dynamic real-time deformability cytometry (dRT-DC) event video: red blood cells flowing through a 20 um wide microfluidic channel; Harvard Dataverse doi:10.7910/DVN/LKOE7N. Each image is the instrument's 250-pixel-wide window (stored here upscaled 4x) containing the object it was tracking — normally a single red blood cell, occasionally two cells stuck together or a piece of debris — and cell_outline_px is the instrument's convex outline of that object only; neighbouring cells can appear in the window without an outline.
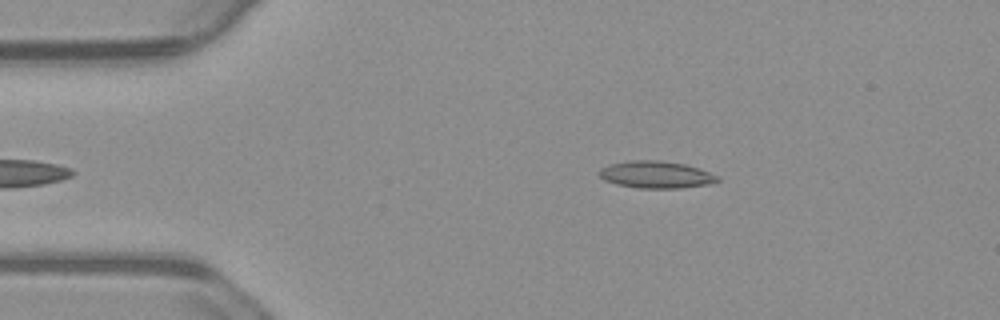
{"species": "common noctule bat (a hibernating species)", "species_latin": "Nyctalus noctula", "temperature_condition": "warm", "stored_images_in_passage": 40, "camera_frame_rate_fps": 3000, "um_per_image_px": 0.085, "animal": {"sex": "male", "body_mass_g": 23.1, "forearm_length_mm": 52.7}, "frame": {"image": 1, "passage_image": 2, "time_ms": 0.333, "image_size_px": [1000, 320], "cell_outline_px": [[720, 180], [712, 184], [680, 188], [640, 188], [616, 184], [604, 180], [596, 172], [600, 168], [612, 164], [628, 160], [660, 160], [684, 164], [720, 176]], "centroid_in_image_um": [55.76, 14.85], "position_along_channel_um": 29.2, "area_um2": 18.73}}
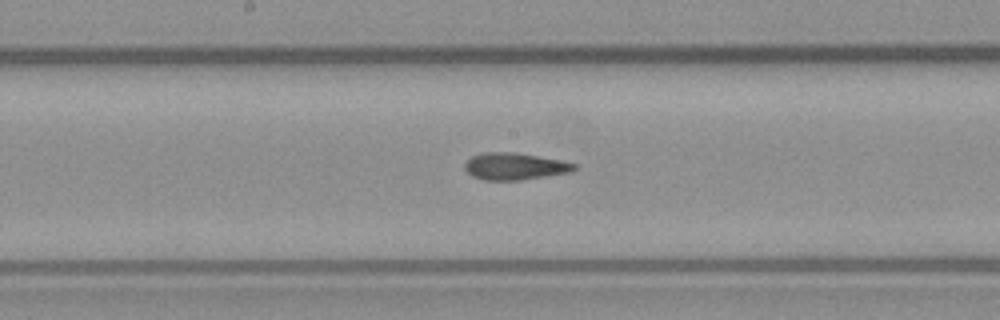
{"frame": {"image": 2, "passage_image": 20, "time_ms": 6.333, "image_size_px": [1000, 320], "cell_outline_px": [[580, 168], [572, 172], [520, 180], [484, 180], [472, 176], [464, 168], [464, 164], [472, 156], [480, 152], [516, 152], [560, 160], [576, 164]], "centroid_in_image_um": [43.77, 14.13], "position_along_channel_um": 204.4, "area_um2": 17.34}}
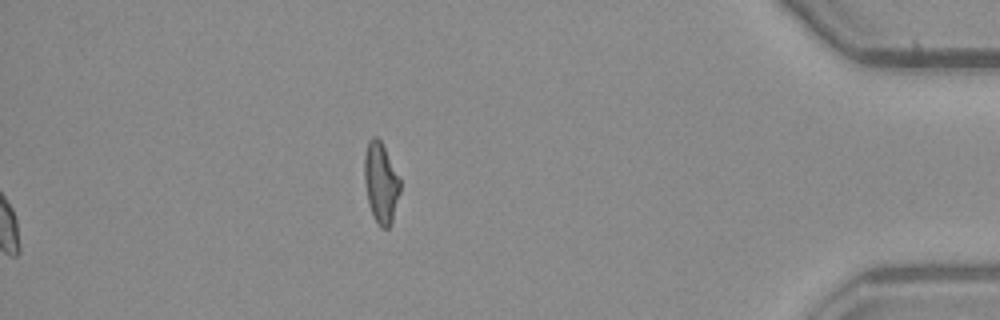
{"frame": {"image": 3, "passage_image": 40, "time_ms": 13.0, "image_size_px": [1000, 320], "cell_outline_px": [[400, 192], [392, 220], [388, 228], [380, 228], [372, 216], [368, 204], [364, 180], [364, 156], [368, 140], [372, 136], [376, 136], [380, 140], [400, 176]], "centroid_in_image_um": [32.36, 15.53], "position_along_channel_um": 402.8, "area_um2": 16.99}, "authors_computed_cell_mechanics": {"area_um2": 17.5712, "velocity_mm_per_s": 3.7346, "shape_relaxation_time_tau1_ms": null, "shape_relaxation_time_tau2_ms": 2.9423, "deformation_change_tau1": null, "deformation_change_tau2": 0.1142}}